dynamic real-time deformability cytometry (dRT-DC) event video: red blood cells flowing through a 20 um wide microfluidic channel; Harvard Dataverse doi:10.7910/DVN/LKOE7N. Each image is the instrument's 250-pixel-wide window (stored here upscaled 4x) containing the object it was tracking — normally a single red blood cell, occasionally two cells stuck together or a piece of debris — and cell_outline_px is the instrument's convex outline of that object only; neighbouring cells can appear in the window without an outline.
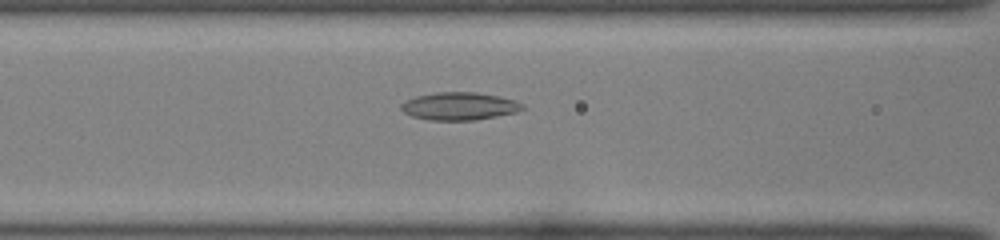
{"species": "common noctule bat (a hibernating species)", "species_latin": "Nyctalus noctula", "temperature_condition": "room temperature", "stored_images_in_passage": 17, "camera_frame_rate_fps": 3000, "um_per_image_px": 0.085, "animal": {"sex": "female", "body_mass_g": 22.0, "forearm_length_mm": 56.7}, "frame": {"image": 1, "passage_image": 15, "time_ms": 4.667, "image_size_px": [1000, 240], "cell_outline_px": [[524, 108], [516, 112], [476, 120], [428, 120], [412, 116], [404, 112], [400, 108], [400, 104], [404, 100], [416, 96], [436, 92], [476, 92], [500, 96], [516, 100], [524, 104]], "centroid_in_image_um": [39.04, 9.02], "position_along_channel_um": 127.6, "area_um2": 19.77}}